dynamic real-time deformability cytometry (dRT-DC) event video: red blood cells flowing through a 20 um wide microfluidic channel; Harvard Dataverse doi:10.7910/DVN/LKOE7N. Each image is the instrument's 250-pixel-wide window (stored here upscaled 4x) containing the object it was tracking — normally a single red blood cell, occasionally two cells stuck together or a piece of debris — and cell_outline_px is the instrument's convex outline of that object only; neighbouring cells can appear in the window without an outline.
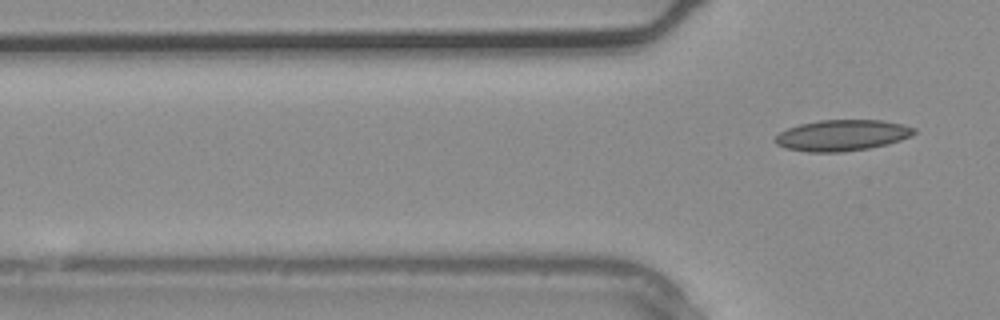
{"species": "common noctule bat (a hibernating species)", "species_latin": "Nyctalus noctula", "temperature_condition": "warm", "stored_images_in_passage": 3, "camera_frame_rate_fps": 3000, "um_per_image_px": 0.085, "animal": {"sex": "male", "body_mass_g": 20.4}, "frame": {"image": 1, "passage_image": 3, "time_ms": 0.667, "image_size_px": [1000, 320], "cell_outline_px": [[916, 132], [900, 140], [888, 144], [868, 148], [844, 152], [808, 152], [784, 148], [776, 144], [772, 140], [780, 132], [788, 128], [800, 124], [820, 120], [880, 120], [900, 124], [916, 128]], "centroid_in_image_um": [71.53, 11.51], "position_along_channel_um": 54.3, "area_um2": 25.09}}